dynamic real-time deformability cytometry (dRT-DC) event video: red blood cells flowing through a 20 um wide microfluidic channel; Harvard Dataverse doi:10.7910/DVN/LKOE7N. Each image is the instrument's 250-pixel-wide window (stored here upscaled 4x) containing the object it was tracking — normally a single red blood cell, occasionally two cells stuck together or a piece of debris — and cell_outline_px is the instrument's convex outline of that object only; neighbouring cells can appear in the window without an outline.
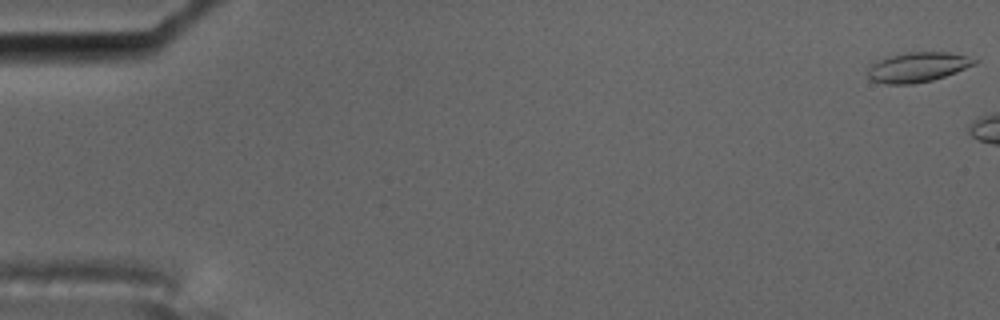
{"species": "common noctule bat (a hibernating species)", "species_latin": "Nyctalus noctula", "temperature_condition": "cold", "stored_images_in_passage": 3, "camera_frame_rate_fps": 3000, "um_per_image_px": 0.085, "animal": {"sex": "male", "body_mass_g": 17.5, "forearm_length_mm": 52.3}, "frame": {"image": 1, "passage_image": 1, "time_ms": 0.0, "image_size_px": [1000, 320], "cell_outline_px": [[980, 60], [976, 64], [956, 72], [932, 80], [912, 84], [884, 84], [872, 80], [868, 76], [868, 64], [884, 56], [908, 52], [948, 52]], "centroid_in_image_um": [77.94, 5.7], "position_along_channel_um": 7.1, "area_um2": 18.73}}